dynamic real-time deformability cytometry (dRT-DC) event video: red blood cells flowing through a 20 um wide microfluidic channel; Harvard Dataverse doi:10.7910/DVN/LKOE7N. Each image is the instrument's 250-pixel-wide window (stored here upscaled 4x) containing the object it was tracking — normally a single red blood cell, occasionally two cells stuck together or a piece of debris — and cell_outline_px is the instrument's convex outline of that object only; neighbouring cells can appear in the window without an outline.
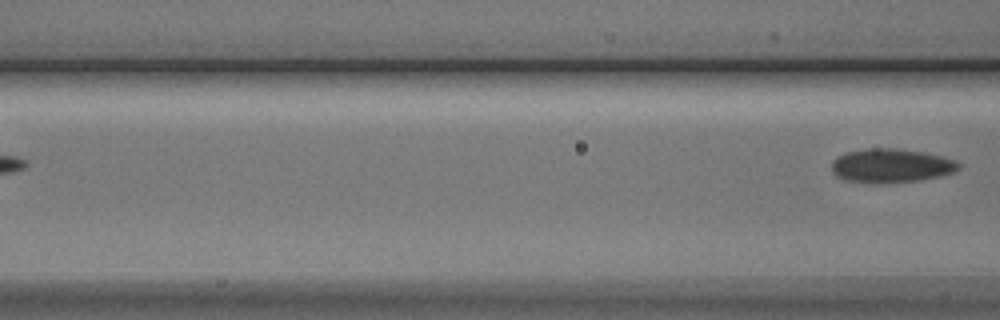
{"species": "Egyptian fruit bat (a non-hibernating species)", "species_latin": "Rousettus aegyptiacus", "temperature_condition": "cold", "stored_images_in_passage": 3, "camera_frame_rate_fps": 3000, "um_per_image_px": 0.085, "animal": {"sex": "male"}, "frame": {"image": 1, "passage_image": 3, "time_ms": 2.667, "image_size_px": [1000, 320], "cell_outline_px": [[960, 168], [956, 172], [920, 180], [876, 184], [844, 180], [836, 176], [832, 172], [832, 160], [844, 152], [872, 148], [896, 148], [924, 152], [944, 156], [956, 160], [960, 164]], "centroid_in_image_um": [75.75, 14.08], "position_along_channel_um": 90.9, "area_um2": 25.43}}